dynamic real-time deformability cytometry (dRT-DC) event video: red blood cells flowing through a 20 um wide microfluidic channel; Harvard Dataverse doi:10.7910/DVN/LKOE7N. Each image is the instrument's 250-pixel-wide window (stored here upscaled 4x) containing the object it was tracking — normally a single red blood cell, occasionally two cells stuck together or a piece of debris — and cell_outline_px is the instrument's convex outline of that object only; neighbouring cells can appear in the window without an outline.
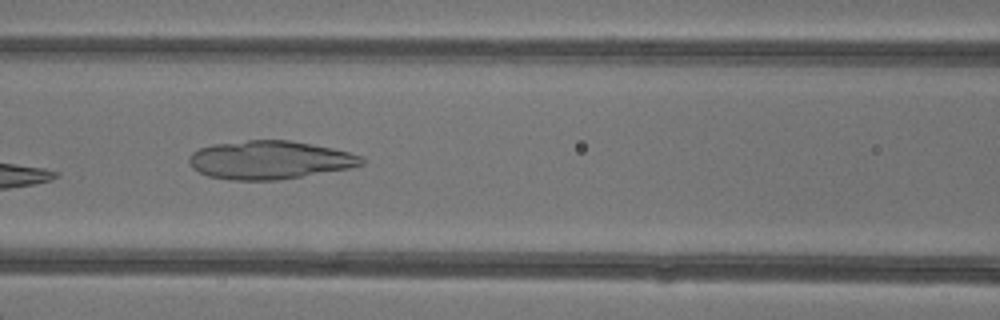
{"species": "common noctule bat (a hibernating species)", "species_latin": "Nyctalus noctula", "temperature_condition": "warm", "stored_images_in_passage": 6, "camera_frame_rate_fps": 3000, "um_per_image_px": 0.085, "animal": {"sex": "female"}, "frame": {"image": 1, "passage_image": 6, "time_ms": 6.0, "image_size_px": [1000, 320], "cell_outline_px": [[364, 164], [352, 168], [276, 180], [232, 180], [208, 176], [192, 168], [188, 160], [188, 156], [192, 152], [200, 148], [212, 144], [248, 140], [288, 140], [312, 144], [332, 148], [364, 156]], "centroid_in_image_um": [22.92, 13.59], "position_along_channel_um": 143.7, "area_um2": 38.61}}